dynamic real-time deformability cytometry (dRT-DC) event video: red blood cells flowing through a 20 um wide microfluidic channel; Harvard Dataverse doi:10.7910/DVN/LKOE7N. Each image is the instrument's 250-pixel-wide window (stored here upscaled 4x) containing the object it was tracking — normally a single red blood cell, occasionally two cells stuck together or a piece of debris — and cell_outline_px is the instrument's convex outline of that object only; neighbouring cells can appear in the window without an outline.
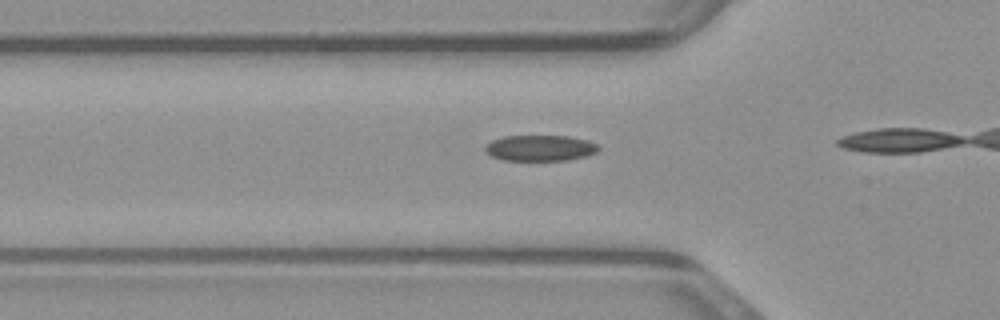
{"species": "common noctule bat (a hibernating species)", "species_latin": "Nyctalus noctula", "temperature_condition": "warm", "stored_images_in_passage": 13, "camera_frame_rate_fps": 3000, "um_per_image_px": 0.085, "animal": {"sex": "male", "body_mass_g": 23.1, "forearm_length_mm": 52.7}, "frame": {"image": 1, "passage_image": 11, "time_ms": 3.333, "image_size_px": [1000, 320], "cell_outline_px": [[600, 148], [596, 152], [584, 156], [568, 160], [504, 160], [492, 156], [484, 152], [484, 148], [492, 140], [504, 136], [568, 136], [588, 140], [596, 144]], "centroid_in_image_um": [45.89, 12.58], "position_along_channel_um": 79.9, "area_um2": 16.99}}